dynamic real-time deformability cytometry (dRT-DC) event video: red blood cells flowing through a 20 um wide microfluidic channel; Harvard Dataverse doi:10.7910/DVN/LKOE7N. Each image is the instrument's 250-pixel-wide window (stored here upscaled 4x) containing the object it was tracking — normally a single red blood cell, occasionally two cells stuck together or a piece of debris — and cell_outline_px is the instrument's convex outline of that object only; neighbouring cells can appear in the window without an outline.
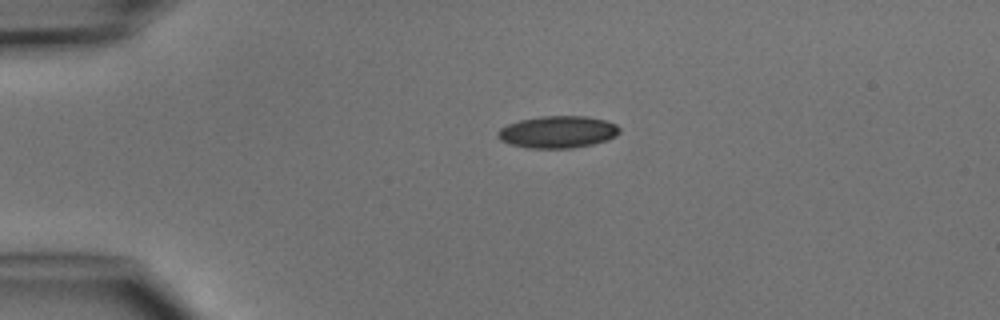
{"species": "common noctule bat (a hibernating species)", "species_latin": "Nyctalus noctula", "temperature_condition": "cold", "stored_images_in_passage": 2, "camera_frame_rate_fps": 3000, "um_per_image_px": 0.085, "animal": {"sex": "male", "body_mass_g": 15.6}, "frame": {"image": 1, "passage_image": 1, "time_ms": 0.0, "image_size_px": [1000, 320], "cell_outline_px": [[620, 132], [616, 136], [608, 140], [592, 144], [572, 148], [528, 148], [508, 144], [500, 140], [496, 136], [496, 132], [500, 128], [508, 124], [520, 120], [540, 116], [584, 116], [608, 120], [616, 124], [620, 128]], "centroid_in_image_um": [47.4, 11.21], "position_along_channel_um": 37.6, "area_um2": 23.0}}